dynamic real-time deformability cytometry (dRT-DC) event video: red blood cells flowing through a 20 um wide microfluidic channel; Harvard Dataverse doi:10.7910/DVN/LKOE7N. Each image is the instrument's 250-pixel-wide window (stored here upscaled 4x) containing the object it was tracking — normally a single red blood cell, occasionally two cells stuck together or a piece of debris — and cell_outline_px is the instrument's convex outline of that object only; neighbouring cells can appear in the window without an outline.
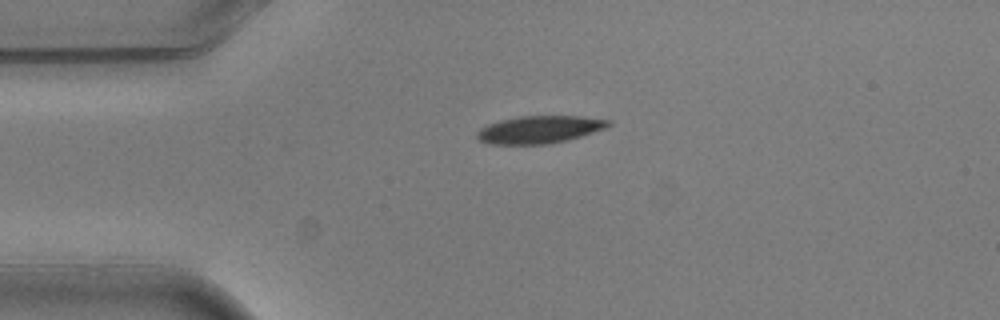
{"species": "common noctule bat (a hibernating species)", "species_latin": "Nyctalus noctula", "temperature_condition": "warm", "stored_images_in_passage": 8, "camera_frame_rate_fps": 3000, "um_per_image_px": 0.085, "animal": {"sex": "male", "body_mass_g": 20.5, "forearm_length_mm": 52.5}, "frame": {"image": 1, "passage_image": 1, "time_ms": 0.0, "image_size_px": [1000, 320], "cell_outline_px": [[612, 124], [604, 128], [580, 136], [548, 144], [488, 144], [480, 140], [476, 136], [476, 132], [480, 128], [488, 124], [500, 120], [520, 116], [580, 116], [612, 120]], "centroid_in_image_um": [45.83, 11.0], "position_along_channel_um": 39.2, "area_um2": 20.92}}
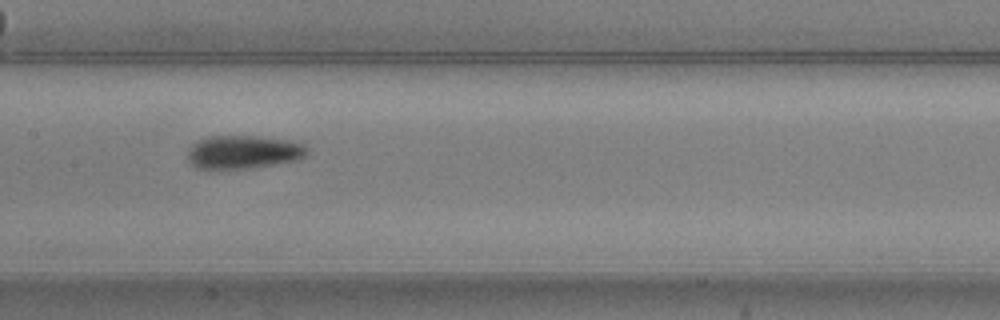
{"frame": {"image": 2, "passage_image": 5, "time_ms": 1.333, "image_size_px": [1000, 320], "cell_outline_px": [[308, 152], [300, 160], [248, 168], [196, 168], [188, 160], [188, 152], [192, 144], [196, 140], [208, 136], [256, 136], [288, 140], [304, 144], [308, 148]], "centroid_in_image_um": [20.7, 12.91], "position_along_channel_um": 186.7, "area_um2": 23.18}}
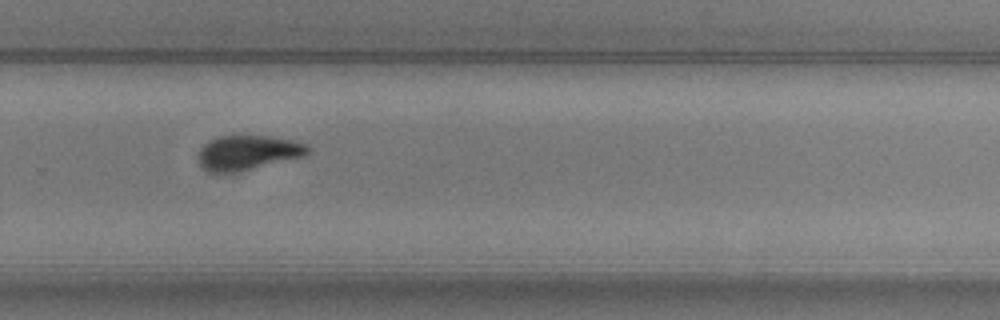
{"frame": {"image": 3, "passage_image": 8, "time_ms": 2.333, "image_size_px": [1000, 320], "cell_outline_px": [[308, 152], [304, 156], [236, 172], [208, 172], [200, 164], [200, 148], [204, 144], [220, 136], [272, 136], [292, 140], [308, 144]], "centroid_in_image_um": [21.09, 12.96], "position_along_channel_um": 308.7, "area_um2": 21.68}}